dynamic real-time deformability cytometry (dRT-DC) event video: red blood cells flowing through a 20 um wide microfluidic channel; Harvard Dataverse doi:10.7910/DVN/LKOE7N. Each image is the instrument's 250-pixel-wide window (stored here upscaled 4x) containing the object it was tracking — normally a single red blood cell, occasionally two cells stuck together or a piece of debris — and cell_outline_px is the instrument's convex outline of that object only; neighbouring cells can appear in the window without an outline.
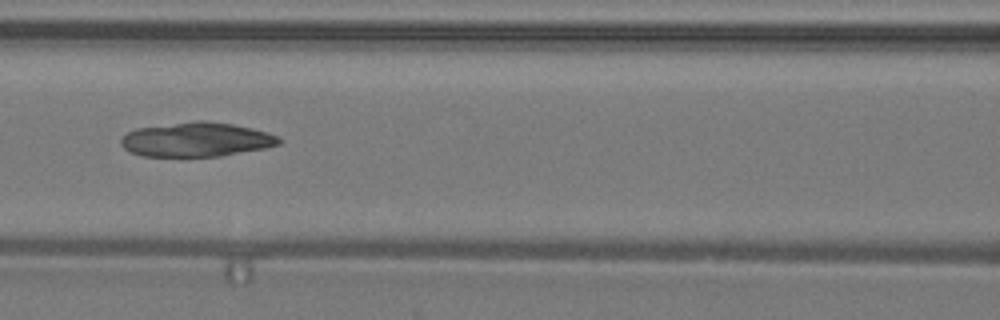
{"species": "common noctule bat (a hibernating species)", "species_latin": "Nyctalus noctula", "temperature_condition": "warm", "stored_images_in_passage": 20, "camera_frame_rate_fps": 3000, "um_per_image_px": 0.085, "animal": {"sex": "male", "body_mass_g": 19.2, "forearm_length_mm": 51.8}, "frame": {"image": 1, "passage_image": 14, "time_ms": 4.333, "image_size_px": [1000, 320], "cell_outline_px": [[280, 144], [264, 148], [220, 156], [140, 156], [128, 152], [120, 144], [120, 140], [128, 132], [136, 128], [196, 120], [204, 120], [232, 124], [252, 128], [268, 132], [280, 136]], "centroid_in_image_um": [16.68, 11.86], "position_along_channel_um": 149.9, "area_um2": 31.67}}
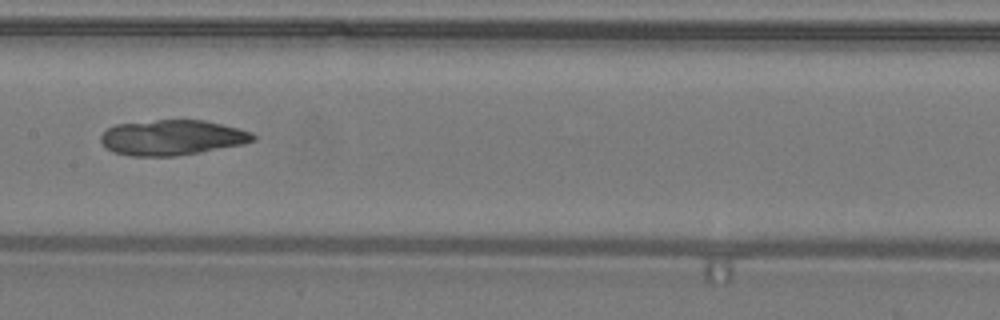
{"frame": {"image": 2, "passage_image": 17, "time_ms": 5.333, "image_size_px": [1000, 320], "cell_outline_px": [[256, 140], [244, 144], [200, 152], [176, 156], [128, 156], [112, 152], [100, 140], [100, 136], [108, 128], [116, 124], [156, 120], [204, 120], [252, 132], [256, 136]], "centroid_in_image_um": [14.63, 11.7], "position_along_channel_um": 192.8, "area_um2": 31.27}}
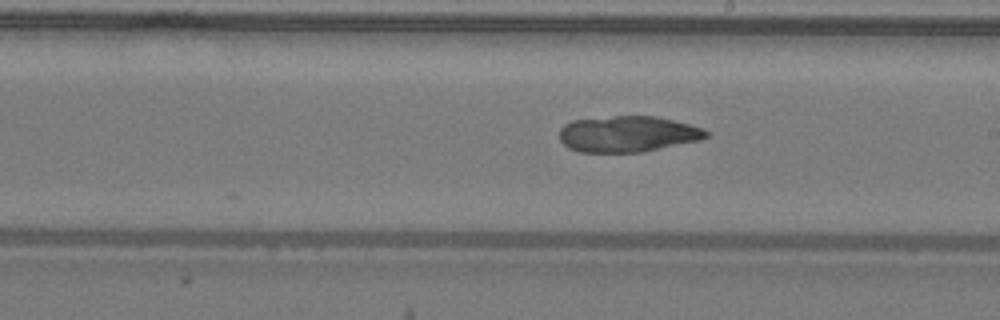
{"frame": {"image": 3, "passage_image": 20, "time_ms": 6.333, "image_size_px": [1000, 320], "cell_outline_px": [[712, 132], [708, 136], [700, 140], [640, 152], [580, 152], [568, 148], [560, 140], [560, 128], [564, 124], [572, 120], [612, 116], [656, 116], [704, 128]], "centroid_in_image_um": [53.36, 11.38], "position_along_channel_um": 235.6, "area_um2": 30.87}}